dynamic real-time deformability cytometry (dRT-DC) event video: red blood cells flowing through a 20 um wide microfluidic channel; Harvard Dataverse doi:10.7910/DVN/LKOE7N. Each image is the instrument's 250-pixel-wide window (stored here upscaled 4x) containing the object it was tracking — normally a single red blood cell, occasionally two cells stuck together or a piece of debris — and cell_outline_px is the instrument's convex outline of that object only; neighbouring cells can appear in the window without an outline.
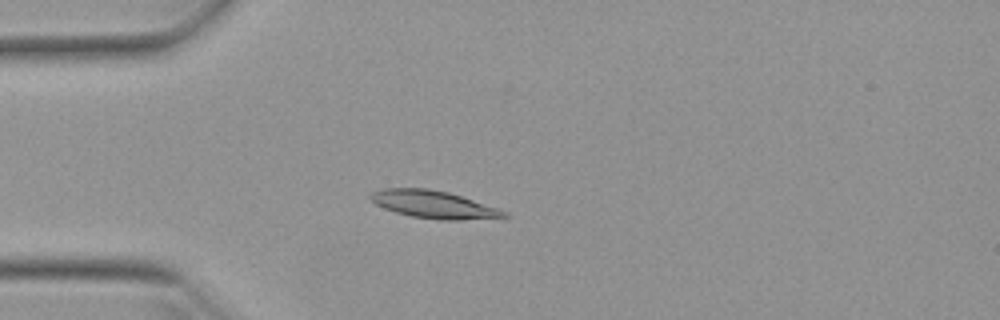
{"species": "Egyptian fruit bat (a non-hibernating species)", "species_latin": "Rousettus aegyptiacus", "temperature_condition": "warm", "stored_images_in_passage": 44, "camera_frame_rate_fps": 3000, "um_per_image_px": 0.085, "animal": {"sex": "female"}, "frame": {"image": 1, "passage_image": 10, "time_ms": 3.0, "image_size_px": [1000, 320], "cell_outline_px": [[508, 216], [460, 220], [440, 220], [412, 216], [396, 212], [384, 208], [376, 204], [368, 196], [372, 192], [384, 188], [428, 188], [448, 192], [508, 212]], "centroid_in_image_um": [36.8, 17.37], "position_along_channel_um": 48.2, "area_um2": 21.04}}
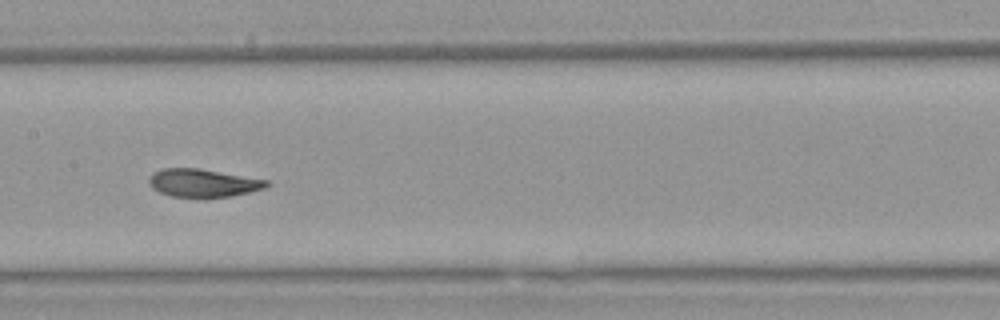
{"frame": {"image": 2, "passage_image": 22, "time_ms": 7.0, "image_size_px": [1000, 320], "cell_outline_px": [[272, 184], [264, 188], [232, 196], [204, 200], [172, 196], [160, 192], [152, 188], [148, 184], [148, 180], [152, 172], [160, 168], [200, 168], [268, 180]], "centroid_in_image_um": [17.24, 15.58], "position_along_channel_um": 190.2, "area_um2": 19.94}}
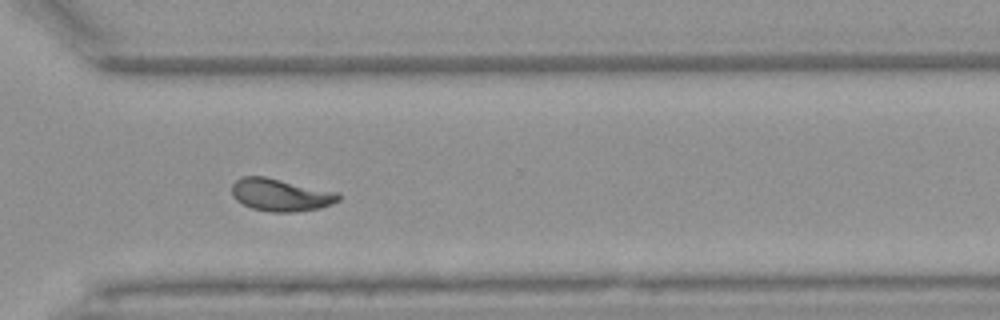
{"frame": {"image": 3, "passage_image": 34, "time_ms": 11.0, "image_size_px": [1000, 320], "cell_outline_px": [[340, 200], [332, 204], [320, 208], [296, 212], [272, 212], [252, 208], [236, 200], [232, 196], [232, 184], [240, 176], [264, 176], [340, 192]], "centroid_in_image_um": [23.88, 16.56], "position_along_channel_um": 346.7, "area_um2": 20.4}, "authors_computed_cell_mechanics": {"area_um2": 19.8832, "velocity_mm_per_s": 3.9187, "shape_relaxation_time_tau1_ms": 5.4555, "shape_relaxation_time_tau2_ms": 1.2879, "deformation_change_tau1": 0.1826, "deformation_change_tau2": 0.0602}}